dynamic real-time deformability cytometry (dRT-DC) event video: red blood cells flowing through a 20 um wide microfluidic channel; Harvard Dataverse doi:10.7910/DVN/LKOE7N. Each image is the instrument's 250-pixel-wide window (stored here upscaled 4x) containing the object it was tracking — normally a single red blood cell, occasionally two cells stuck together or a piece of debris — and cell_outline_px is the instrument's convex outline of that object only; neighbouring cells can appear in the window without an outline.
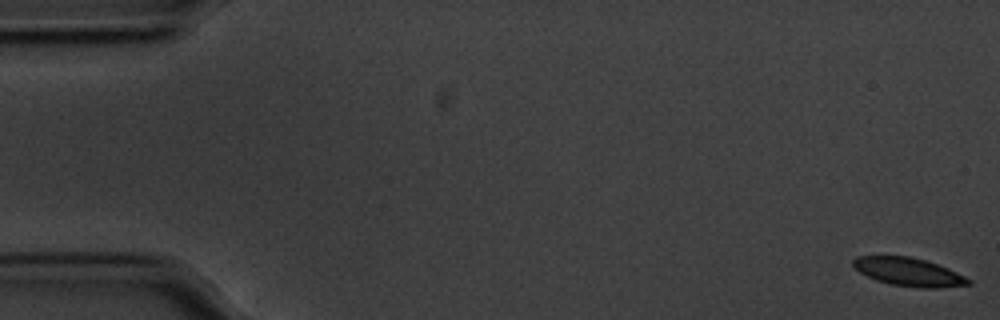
{"species": "common noctule bat (a hibernating species)", "species_latin": "Nyctalus noctula", "temperature_condition": "cold", "stored_images_in_passage": 57, "camera_frame_rate_fps": 3000, "um_per_image_px": 0.085, "animal": {"sex": "male", "body_mass_g": 20.1, "forearm_length_mm": 53.5}, "frame": {"image": 1, "passage_image": 1, "time_ms": 0.0, "image_size_px": [1000, 320], "cell_outline_px": [[972, 284], [940, 288], [920, 288], [892, 284], [876, 280], [860, 272], [852, 264], [852, 260], [856, 256], [908, 256], [924, 260], [948, 268], [972, 280]], "centroid_in_image_um": [77.25, 23.12], "position_along_channel_um": 7.7, "area_um2": 18.84}}
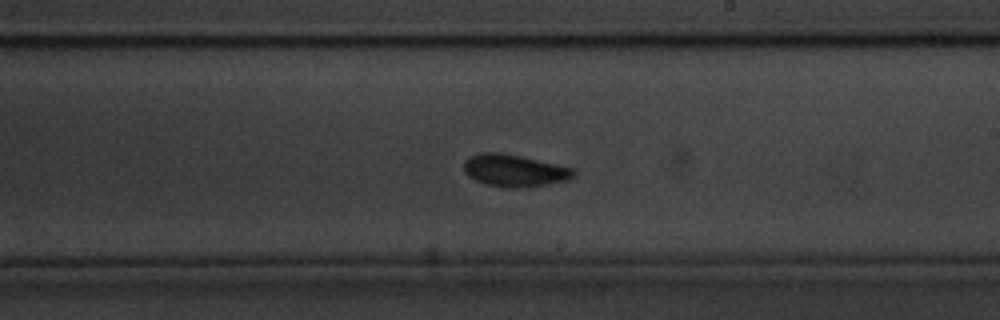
{"frame": {"image": 2, "passage_image": 33, "time_ms": 10.667, "image_size_px": [1000, 320], "cell_outline_px": [[576, 176], [568, 180], [548, 184], [520, 188], [512, 188], [484, 184], [468, 176], [464, 172], [464, 160], [480, 152], [500, 152], [520, 156], [576, 168]], "centroid_in_image_um": [43.76, 14.5], "position_along_channel_um": 245.2, "area_um2": 20.75}}
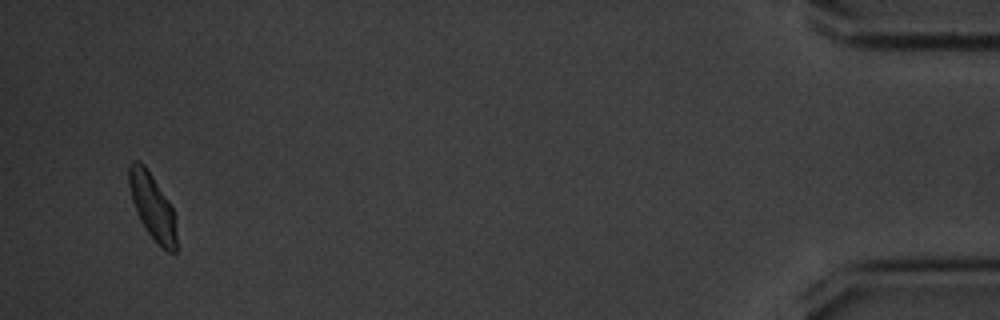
{"frame": {"image": 3, "passage_image": 55, "time_ms": 18.0, "image_size_px": [1000, 320], "cell_outline_px": [[176, 252], [168, 252], [160, 248], [144, 228], [136, 212], [132, 200], [128, 184], [128, 168], [132, 160], [140, 160], [144, 164], [172, 204], [176, 216]], "centroid_in_image_um": [12.97, 17.56], "position_along_channel_um": 422.2, "area_um2": 18.79}, "authors_computed_cell_mechanics": {"area_um2": 19.4786, "velocity_mm_per_s": 3.5023, "shape_relaxation_time_tau1_ms": 2.332, "shape_relaxation_time_tau2_ms": 3.3606, "deformation_change_tau1": 0.118, "deformation_change_tau2": 0.0866}}